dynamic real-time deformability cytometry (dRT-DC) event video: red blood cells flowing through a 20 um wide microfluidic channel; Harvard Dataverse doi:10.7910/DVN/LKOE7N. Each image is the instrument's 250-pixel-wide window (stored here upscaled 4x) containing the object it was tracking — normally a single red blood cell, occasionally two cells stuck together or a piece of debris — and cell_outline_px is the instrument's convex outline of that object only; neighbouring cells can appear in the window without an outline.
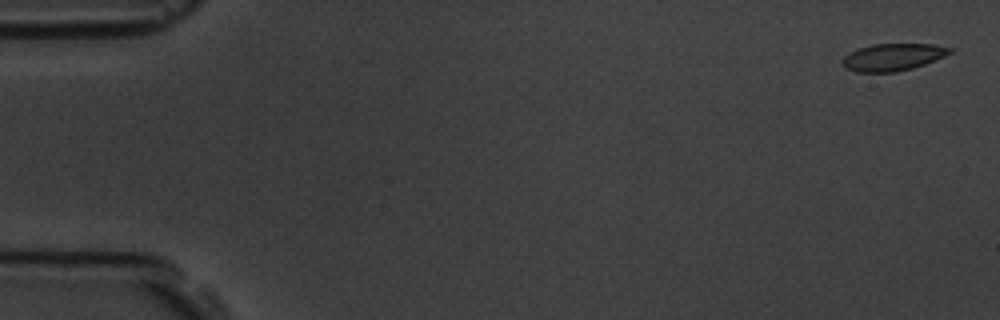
{"species": "common noctule bat (a hibernating species)", "species_latin": "Nyctalus noctula", "temperature_condition": "room temperature", "stored_images_in_passage": 5, "camera_frame_rate_fps": 3000, "um_per_image_px": 0.085, "animal": {"sex": "male", "body_mass_g": 19.5, "forearm_length_mm": 54.6}, "frame": {"image": 1, "passage_image": 1, "time_ms": 0.0, "image_size_px": [1000, 320], "cell_outline_px": [[952, 52], [944, 56], [924, 64], [912, 68], [896, 72], [856, 72], [844, 68], [840, 64], [840, 60], [844, 56], [860, 48], [872, 44], [932, 44], [952, 48]], "centroid_in_image_um": [75.84, 4.86], "position_along_channel_um": 9.2, "area_um2": 16.99}}